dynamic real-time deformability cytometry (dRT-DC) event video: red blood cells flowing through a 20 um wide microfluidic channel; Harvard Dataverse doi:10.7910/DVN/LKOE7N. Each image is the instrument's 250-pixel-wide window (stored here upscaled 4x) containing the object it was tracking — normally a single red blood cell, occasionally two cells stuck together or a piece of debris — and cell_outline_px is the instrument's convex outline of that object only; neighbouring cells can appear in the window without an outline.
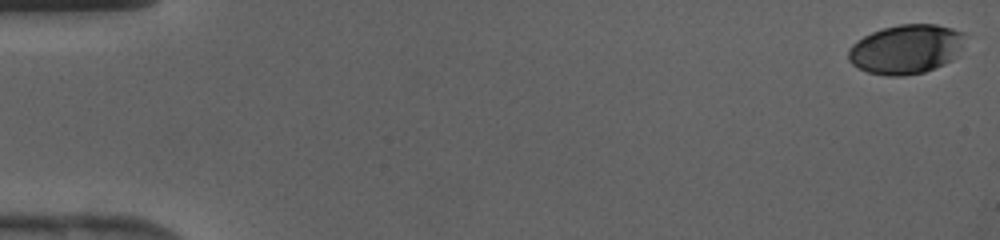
{"species": "human", "species_latin": "Homo sapiens", "temperature_condition": "cold", "stored_images_in_passage": 43, "camera_frame_rate_fps": 3000, "um_per_image_px": 0.085, "donor": {"sex": "female"}, "frame": {"image": 1, "passage_image": 1, "time_ms": 0.0, "image_size_px": [1000, 240], "cell_outline_px": [[964, 32], [960, 44], [952, 60], [944, 64], [924, 72], [904, 76], [888, 76], [868, 72], [852, 64], [848, 60], [848, 48], [852, 44], [864, 36], [872, 32], [884, 28], [900, 24], [936, 24], [952, 28]], "centroid_in_image_um": [76.96, 4.18], "position_along_channel_um": 8.0, "area_um2": 33.12}}
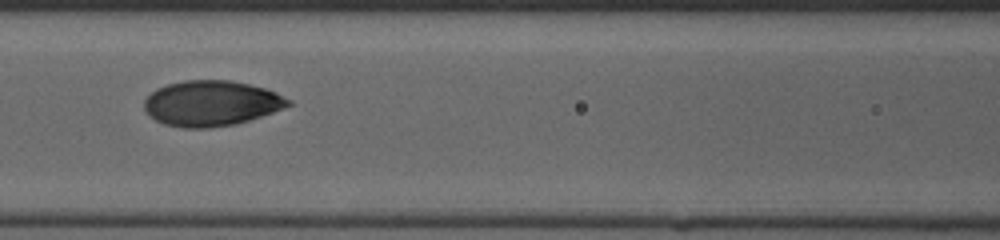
{"frame": {"image": 2, "passage_image": 20, "time_ms": 6.333, "image_size_px": [1000, 240], "cell_outline_px": [[292, 104], [284, 108], [260, 116], [232, 124], [208, 128], [184, 128], [164, 124], [156, 120], [144, 108], [144, 100], [156, 88], [168, 84], [184, 80], [232, 80], [252, 84], [276, 92], [292, 100]], "centroid_in_image_um": [17.97, 8.76], "position_along_channel_um": 148.6, "area_um2": 37.97}}
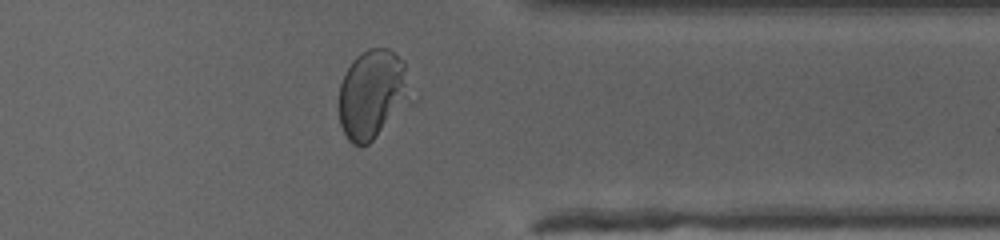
{"frame": {"image": 3, "passage_image": 35, "time_ms": 11.333, "image_size_px": [1000, 240], "cell_outline_px": [[416, 100], [412, 104], [368, 144], [352, 144], [348, 140], [340, 124], [340, 84], [352, 60], [356, 56], [368, 48], [388, 48], [404, 60]], "centroid_in_image_um": [31.76, 8.0], "position_along_channel_um": 379.6, "area_um2": 38.21}}